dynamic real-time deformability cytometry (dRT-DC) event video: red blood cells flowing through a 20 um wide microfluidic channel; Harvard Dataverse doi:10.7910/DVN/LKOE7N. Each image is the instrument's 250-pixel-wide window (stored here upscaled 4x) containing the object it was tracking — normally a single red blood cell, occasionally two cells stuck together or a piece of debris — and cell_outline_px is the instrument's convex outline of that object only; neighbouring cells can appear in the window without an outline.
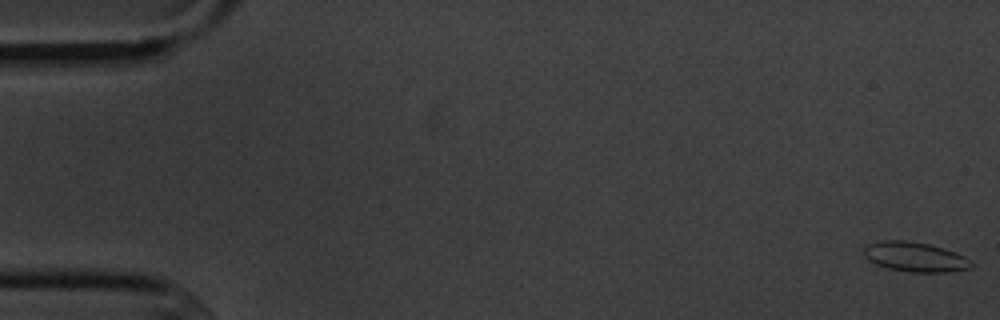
{"species": "common noctule bat (a hibernating species)", "species_latin": "Nyctalus noctula", "temperature_condition": "cold", "stored_images_in_passage": 4, "camera_frame_rate_fps": 3000, "um_per_image_px": 0.085, "animal": {"sex": "male", "body_mass_g": 20.1, "forearm_length_mm": 53.5}, "frame": {"image": 1, "passage_image": 1, "time_ms": 0.0, "image_size_px": [1000, 320], "cell_outline_px": [[972, 268], [948, 272], [908, 272], [888, 268], [876, 264], [868, 260], [864, 256], [864, 248], [868, 244], [880, 240], [904, 240], [928, 244], [944, 248], [964, 256], [972, 260]], "centroid_in_image_um": [77.78, 21.84], "position_along_channel_um": 7.2, "area_um2": 18.67}}